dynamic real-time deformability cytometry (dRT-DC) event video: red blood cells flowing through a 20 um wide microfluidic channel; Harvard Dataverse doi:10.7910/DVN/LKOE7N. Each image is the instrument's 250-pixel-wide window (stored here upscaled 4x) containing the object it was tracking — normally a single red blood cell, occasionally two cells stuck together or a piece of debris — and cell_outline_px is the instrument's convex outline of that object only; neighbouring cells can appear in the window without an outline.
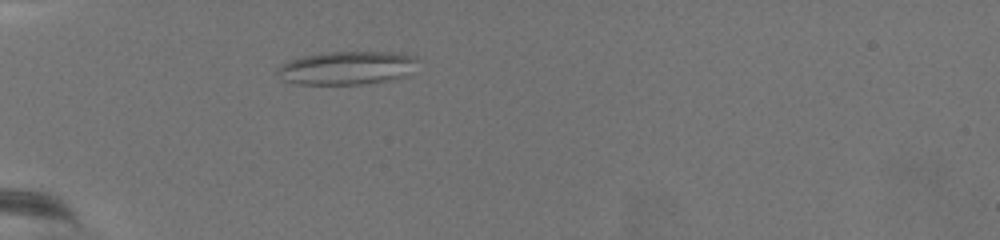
{"species": "common noctule bat (a hibernating species)", "species_latin": "Nyctalus noctula", "temperature_condition": "warm", "stored_images_in_passage": 52, "camera_frame_rate_fps": 3000, "um_per_image_px": 0.085, "animal": {"sex": "female", "body_mass_g": 19.5, "forearm_length_mm": 54.1}, "frame": {"image": 1, "passage_image": 25, "time_ms": 8.0, "image_size_px": [1000, 240], "cell_outline_px": [[416, 60], [408, 76], [388, 80], [360, 84], [300, 84], [284, 80], [276, 72], [276, 68], [288, 60], [320, 52], [400, 52], [416, 56]], "centroid_in_image_um": [29.47, 5.76], "position_along_channel_um": 55.5, "area_um2": 27.28}}
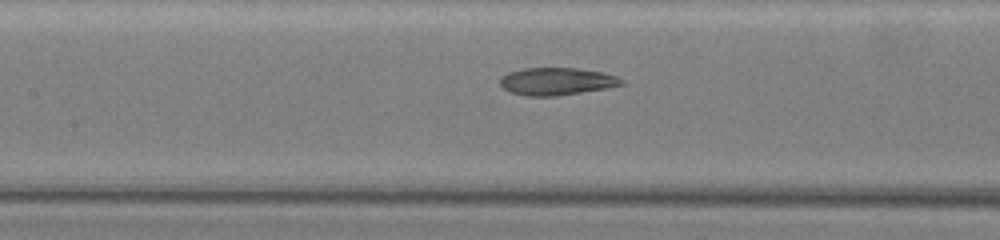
{"frame": {"image": 2, "passage_image": 37, "time_ms": 12.0, "image_size_px": [1000, 240], "cell_outline_px": [[624, 84], [608, 88], [552, 96], [528, 96], [512, 92], [504, 88], [500, 84], [500, 80], [508, 72], [524, 68], [576, 68], [600, 72], [616, 76], [624, 80]], "centroid_in_image_um": [47.33, 6.91], "position_along_channel_um": 160.1, "area_um2": 19.13}}
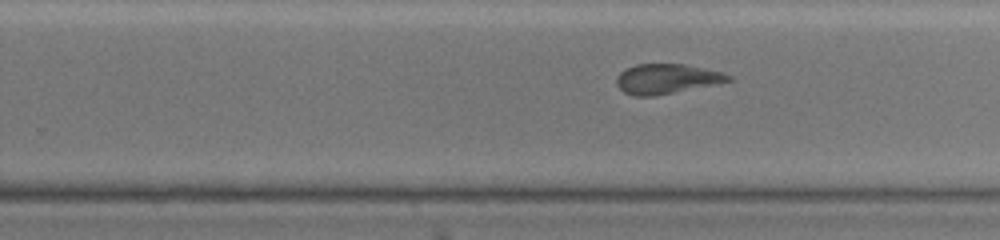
{"frame": {"image": 3, "passage_image": 48, "time_ms": 15.667, "image_size_px": [1000, 240], "cell_outline_px": [[732, 80], [652, 96], [636, 96], [624, 92], [616, 84], [616, 76], [620, 72], [636, 64], [684, 64], [724, 72], [732, 76]], "centroid_in_image_um": [56.64, 6.68], "position_along_channel_um": 273.2, "area_um2": 19.07}}